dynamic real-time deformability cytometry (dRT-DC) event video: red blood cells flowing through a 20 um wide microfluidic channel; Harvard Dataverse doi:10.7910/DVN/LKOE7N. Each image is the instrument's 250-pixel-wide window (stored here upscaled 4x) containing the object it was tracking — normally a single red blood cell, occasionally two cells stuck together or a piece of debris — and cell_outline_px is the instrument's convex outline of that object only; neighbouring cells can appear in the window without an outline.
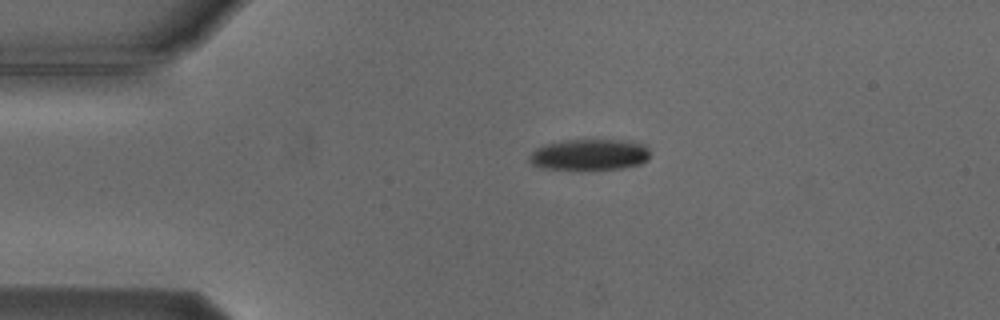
{"species": "Egyptian fruit bat (a non-hibernating species)", "species_latin": "Rousettus aegyptiacus", "temperature_condition": "cold", "stored_images_in_passage": 2, "camera_frame_rate_fps": 3000, "um_per_image_px": 0.085, "animal": {"sex": "male"}, "frame": {"image": 1, "passage_image": 1, "time_ms": 0.0, "image_size_px": [1000, 320], "cell_outline_px": [[648, 160], [640, 164], [620, 168], [540, 168], [532, 164], [528, 160], [528, 156], [536, 148], [544, 144], [564, 140], [632, 140], [644, 144], [648, 148]], "centroid_in_image_um": [50.1, 13.11], "position_along_channel_um": 34.9, "area_um2": 21.68}}